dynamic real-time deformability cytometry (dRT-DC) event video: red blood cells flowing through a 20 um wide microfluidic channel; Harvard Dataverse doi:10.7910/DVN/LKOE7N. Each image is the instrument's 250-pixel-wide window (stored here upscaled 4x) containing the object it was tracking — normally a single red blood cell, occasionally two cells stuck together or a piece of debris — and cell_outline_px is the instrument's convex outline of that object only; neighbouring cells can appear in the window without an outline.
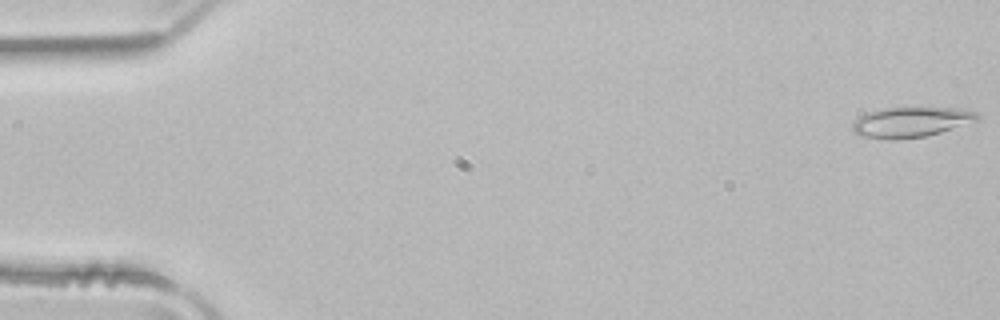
{"species": "common noctule bat (a hibernating species)", "species_latin": "Nyctalus noctula", "temperature_condition": "room temperature", "stored_images_in_passage": 8, "camera_frame_rate_fps": 3000, "um_per_image_px": 0.085, "animal": {"sex": "male", "body_mass_g": 21.5, "forearm_length_mm": 52.0}, "frame": {"image": 1, "passage_image": 1, "time_ms": 0.0, "image_size_px": [1000, 320], "cell_outline_px": [[980, 120], [976, 124], [924, 136], [900, 140], [888, 140], [860, 136], [852, 132], [852, 124], [864, 112], [884, 108], [960, 108], [976, 112], [980, 116]], "centroid_in_image_um": [77.49, 10.39], "position_along_channel_um": 7.5, "area_um2": 22.66}}